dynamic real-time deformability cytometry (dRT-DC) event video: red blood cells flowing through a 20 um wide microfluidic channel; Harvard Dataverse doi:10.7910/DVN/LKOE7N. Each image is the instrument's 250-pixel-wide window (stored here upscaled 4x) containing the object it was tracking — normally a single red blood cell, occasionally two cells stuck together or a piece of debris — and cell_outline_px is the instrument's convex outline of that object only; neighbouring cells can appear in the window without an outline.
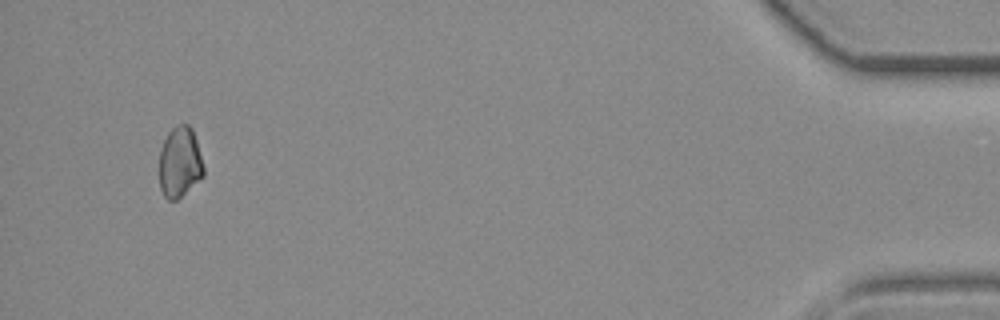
{"species": "common noctule bat (a hibernating species)", "species_latin": "Nyctalus noctula", "temperature_condition": "room temperature", "stored_images_in_passage": 42, "camera_frame_rate_fps": 3000, "um_per_image_px": 0.085, "animal": {"sex": "female", "body_mass_g": 19.3, "forearm_length_mm": 54.1}, "frame": {"image": 1, "passage_image": 42, "time_ms": 13.667, "image_size_px": [1000, 320], "cell_outline_px": [[204, 176], [200, 180], [176, 200], [168, 200], [164, 196], [160, 188], [160, 152], [164, 140], [168, 132], [176, 124], [188, 124], [192, 128], [196, 140], [204, 168]], "centroid_in_image_um": [15.28, 13.79], "position_along_channel_um": 419.9, "area_um2": 18.21}}